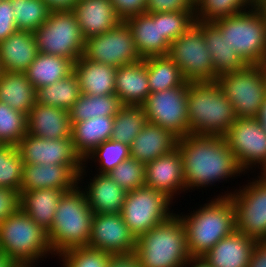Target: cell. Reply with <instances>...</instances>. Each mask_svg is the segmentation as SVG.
I'll return each mask as SVG.
<instances>
[{
    "label": "cell",
    "instance_id": "5b68a950",
    "mask_svg": "<svg viewBox=\"0 0 266 267\" xmlns=\"http://www.w3.org/2000/svg\"><path fill=\"white\" fill-rule=\"evenodd\" d=\"M135 254L141 267H183L191 257L186 231L174 213L137 238Z\"/></svg>",
    "mask_w": 266,
    "mask_h": 267
},
{
    "label": "cell",
    "instance_id": "277c9868",
    "mask_svg": "<svg viewBox=\"0 0 266 267\" xmlns=\"http://www.w3.org/2000/svg\"><path fill=\"white\" fill-rule=\"evenodd\" d=\"M82 189L78 184L74 189L66 191L58 204L48 231L55 256L73 248L88 246L94 213Z\"/></svg>",
    "mask_w": 266,
    "mask_h": 267
},
{
    "label": "cell",
    "instance_id": "7c38bea8",
    "mask_svg": "<svg viewBox=\"0 0 266 267\" xmlns=\"http://www.w3.org/2000/svg\"><path fill=\"white\" fill-rule=\"evenodd\" d=\"M172 203L164 193L144 185L126 193L121 215L138 238L174 214L170 211Z\"/></svg>",
    "mask_w": 266,
    "mask_h": 267
},
{
    "label": "cell",
    "instance_id": "7dc6e473",
    "mask_svg": "<svg viewBox=\"0 0 266 267\" xmlns=\"http://www.w3.org/2000/svg\"><path fill=\"white\" fill-rule=\"evenodd\" d=\"M17 30L11 0H0V43Z\"/></svg>",
    "mask_w": 266,
    "mask_h": 267
},
{
    "label": "cell",
    "instance_id": "44dd1931",
    "mask_svg": "<svg viewBox=\"0 0 266 267\" xmlns=\"http://www.w3.org/2000/svg\"><path fill=\"white\" fill-rule=\"evenodd\" d=\"M72 11L85 40L108 32L122 21L111 0H81Z\"/></svg>",
    "mask_w": 266,
    "mask_h": 267
},
{
    "label": "cell",
    "instance_id": "4fadbf2b",
    "mask_svg": "<svg viewBox=\"0 0 266 267\" xmlns=\"http://www.w3.org/2000/svg\"><path fill=\"white\" fill-rule=\"evenodd\" d=\"M189 82L161 92L150 93L141 105L147 122L170 130L178 138L189 134L187 97Z\"/></svg>",
    "mask_w": 266,
    "mask_h": 267
},
{
    "label": "cell",
    "instance_id": "f907efd6",
    "mask_svg": "<svg viewBox=\"0 0 266 267\" xmlns=\"http://www.w3.org/2000/svg\"><path fill=\"white\" fill-rule=\"evenodd\" d=\"M107 267H141L138 256L135 253L110 255Z\"/></svg>",
    "mask_w": 266,
    "mask_h": 267
},
{
    "label": "cell",
    "instance_id": "2e32d148",
    "mask_svg": "<svg viewBox=\"0 0 266 267\" xmlns=\"http://www.w3.org/2000/svg\"><path fill=\"white\" fill-rule=\"evenodd\" d=\"M137 238L121 214H94L88 247L111 255L135 253Z\"/></svg>",
    "mask_w": 266,
    "mask_h": 267
},
{
    "label": "cell",
    "instance_id": "484cf974",
    "mask_svg": "<svg viewBox=\"0 0 266 267\" xmlns=\"http://www.w3.org/2000/svg\"><path fill=\"white\" fill-rule=\"evenodd\" d=\"M37 53L33 32L17 30L0 43V71L26 72Z\"/></svg>",
    "mask_w": 266,
    "mask_h": 267
},
{
    "label": "cell",
    "instance_id": "7a4b0ae2",
    "mask_svg": "<svg viewBox=\"0 0 266 267\" xmlns=\"http://www.w3.org/2000/svg\"><path fill=\"white\" fill-rule=\"evenodd\" d=\"M187 116L189 134L222 137L237 119L216 81L189 82Z\"/></svg>",
    "mask_w": 266,
    "mask_h": 267
},
{
    "label": "cell",
    "instance_id": "603a6c76",
    "mask_svg": "<svg viewBox=\"0 0 266 267\" xmlns=\"http://www.w3.org/2000/svg\"><path fill=\"white\" fill-rule=\"evenodd\" d=\"M178 137L170 130L147 122L129 145L131 158L146 164L173 151Z\"/></svg>",
    "mask_w": 266,
    "mask_h": 267
},
{
    "label": "cell",
    "instance_id": "5bb4252c",
    "mask_svg": "<svg viewBox=\"0 0 266 267\" xmlns=\"http://www.w3.org/2000/svg\"><path fill=\"white\" fill-rule=\"evenodd\" d=\"M83 55L94 62L116 68L142 60L136 49L131 29L123 20L108 32L87 38Z\"/></svg>",
    "mask_w": 266,
    "mask_h": 267
},
{
    "label": "cell",
    "instance_id": "f1b7e54d",
    "mask_svg": "<svg viewBox=\"0 0 266 267\" xmlns=\"http://www.w3.org/2000/svg\"><path fill=\"white\" fill-rule=\"evenodd\" d=\"M114 116H98L72 125L71 137L76 153L85 159L101 143L110 139Z\"/></svg>",
    "mask_w": 266,
    "mask_h": 267
},
{
    "label": "cell",
    "instance_id": "8fae6325",
    "mask_svg": "<svg viewBox=\"0 0 266 267\" xmlns=\"http://www.w3.org/2000/svg\"><path fill=\"white\" fill-rule=\"evenodd\" d=\"M257 178L242 189L240 187L217 197H230L235 210L236 231L256 241H264L266 240V173H261Z\"/></svg>",
    "mask_w": 266,
    "mask_h": 267
},
{
    "label": "cell",
    "instance_id": "681fc988",
    "mask_svg": "<svg viewBox=\"0 0 266 267\" xmlns=\"http://www.w3.org/2000/svg\"><path fill=\"white\" fill-rule=\"evenodd\" d=\"M117 15L124 21L128 17L144 13L146 0H111Z\"/></svg>",
    "mask_w": 266,
    "mask_h": 267
},
{
    "label": "cell",
    "instance_id": "d4e9b609",
    "mask_svg": "<svg viewBox=\"0 0 266 267\" xmlns=\"http://www.w3.org/2000/svg\"><path fill=\"white\" fill-rule=\"evenodd\" d=\"M150 94L144 60L116 68L115 95L122 105L141 106Z\"/></svg>",
    "mask_w": 266,
    "mask_h": 267
},
{
    "label": "cell",
    "instance_id": "9f6ffc18",
    "mask_svg": "<svg viewBox=\"0 0 266 267\" xmlns=\"http://www.w3.org/2000/svg\"><path fill=\"white\" fill-rule=\"evenodd\" d=\"M17 264L4 252L0 251V267H16Z\"/></svg>",
    "mask_w": 266,
    "mask_h": 267
},
{
    "label": "cell",
    "instance_id": "1f68e13d",
    "mask_svg": "<svg viewBox=\"0 0 266 267\" xmlns=\"http://www.w3.org/2000/svg\"><path fill=\"white\" fill-rule=\"evenodd\" d=\"M204 40L210 52L216 78L226 73L237 72L247 66L227 44L225 36H222L220 29L213 22L204 21Z\"/></svg>",
    "mask_w": 266,
    "mask_h": 267
},
{
    "label": "cell",
    "instance_id": "91938a15",
    "mask_svg": "<svg viewBox=\"0 0 266 267\" xmlns=\"http://www.w3.org/2000/svg\"><path fill=\"white\" fill-rule=\"evenodd\" d=\"M36 265L34 264H26V265H17L16 267H35Z\"/></svg>",
    "mask_w": 266,
    "mask_h": 267
},
{
    "label": "cell",
    "instance_id": "8992f818",
    "mask_svg": "<svg viewBox=\"0 0 266 267\" xmlns=\"http://www.w3.org/2000/svg\"><path fill=\"white\" fill-rule=\"evenodd\" d=\"M0 251L17 265H38L37 261L41 258H47L50 253L54 255L48 231L21 208L0 223Z\"/></svg>",
    "mask_w": 266,
    "mask_h": 267
},
{
    "label": "cell",
    "instance_id": "d6a6232c",
    "mask_svg": "<svg viewBox=\"0 0 266 267\" xmlns=\"http://www.w3.org/2000/svg\"><path fill=\"white\" fill-rule=\"evenodd\" d=\"M73 68L74 62L71 59L38 52L25 73L31 85L38 89L67 77L73 72Z\"/></svg>",
    "mask_w": 266,
    "mask_h": 267
},
{
    "label": "cell",
    "instance_id": "d6986e66",
    "mask_svg": "<svg viewBox=\"0 0 266 267\" xmlns=\"http://www.w3.org/2000/svg\"><path fill=\"white\" fill-rule=\"evenodd\" d=\"M145 185L164 193L172 201L175 194L185 191L183 161L177 147L145 164Z\"/></svg>",
    "mask_w": 266,
    "mask_h": 267
},
{
    "label": "cell",
    "instance_id": "db71d44e",
    "mask_svg": "<svg viewBox=\"0 0 266 267\" xmlns=\"http://www.w3.org/2000/svg\"><path fill=\"white\" fill-rule=\"evenodd\" d=\"M212 267L206 259L202 257H190L183 267Z\"/></svg>",
    "mask_w": 266,
    "mask_h": 267
},
{
    "label": "cell",
    "instance_id": "c3c4849f",
    "mask_svg": "<svg viewBox=\"0 0 266 267\" xmlns=\"http://www.w3.org/2000/svg\"><path fill=\"white\" fill-rule=\"evenodd\" d=\"M20 208V192L0 187V223Z\"/></svg>",
    "mask_w": 266,
    "mask_h": 267
},
{
    "label": "cell",
    "instance_id": "83f0119b",
    "mask_svg": "<svg viewBox=\"0 0 266 267\" xmlns=\"http://www.w3.org/2000/svg\"><path fill=\"white\" fill-rule=\"evenodd\" d=\"M73 72L78 78L82 94H115L116 67L94 62L82 55L74 63Z\"/></svg>",
    "mask_w": 266,
    "mask_h": 267
},
{
    "label": "cell",
    "instance_id": "52a82bcc",
    "mask_svg": "<svg viewBox=\"0 0 266 267\" xmlns=\"http://www.w3.org/2000/svg\"><path fill=\"white\" fill-rule=\"evenodd\" d=\"M213 23L247 65L261 64L266 57V18L255 6Z\"/></svg>",
    "mask_w": 266,
    "mask_h": 267
},
{
    "label": "cell",
    "instance_id": "ba28073f",
    "mask_svg": "<svg viewBox=\"0 0 266 267\" xmlns=\"http://www.w3.org/2000/svg\"><path fill=\"white\" fill-rule=\"evenodd\" d=\"M33 34L40 53L62 56L74 63L84 53L85 38L72 10L50 11Z\"/></svg>",
    "mask_w": 266,
    "mask_h": 267
},
{
    "label": "cell",
    "instance_id": "60d3db41",
    "mask_svg": "<svg viewBox=\"0 0 266 267\" xmlns=\"http://www.w3.org/2000/svg\"><path fill=\"white\" fill-rule=\"evenodd\" d=\"M130 157L129 145L109 139L101 143L85 157L83 166H86L88 159L89 161H94V163L98 161L97 165L99 164V166L97 167L99 172L97 171V173L107 174Z\"/></svg>",
    "mask_w": 266,
    "mask_h": 267
},
{
    "label": "cell",
    "instance_id": "e0dca14e",
    "mask_svg": "<svg viewBox=\"0 0 266 267\" xmlns=\"http://www.w3.org/2000/svg\"><path fill=\"white\" fill-rule=\"evenodd\" d=\"M23 164L83 165L72 137L44 139L26 134L17 145Z\"/></svg>",
    "mask_w": 266,
    "mask_h": 267
},
{
    "label": "cell",
    "instance_id": "680465c9",
    "mask_svg": "<svg viewBox=\"0 0 266 267\" xmlns=\"http://www.w3.org/2000/svg\"><path fill=\"white\" fill-rule=\"evenodd\" d=\"M260 66H261L262 70L264 71V75L266 78V57L262 60Z\"/></svg>",
    "mask_w": 266,
    "mask_h": 267
},
{
    "label": "cell",
    "instance_id": "836d02e7",
    "mask_svg": "<svg viewBox=\"0 0 266 267\" xmlns=\"http://www.w3.org/2000/svg\"><path fill=\"white\" fill-rule=\"evenodd\" d=\"M143 60L147 66L150 93L184 86L187 83L181 69L168 55Z\"/></svg>",
    "mask_w": 266,
    "mask_h": 267
},
{
    "label": "cell",
    "instance_id": "f35d334b",
    "mask_svg": "<svg viewBox=\"0 0 266 267\" xmlns=\"http://www.w3.org/2000/svg\"><path fill=\"white\" fill-rule=\"evenodd\" d=\"M18 30L35 32L43 24L50 10L43 0H11Z\"/></svg>",
    "mask_w": 266,
    "mask_h": 267
},
{
    "label": "cell",
    "instance_id": "bcb514c9",
    "mask_svg": "<svg viewBox=\"0 0 266 267\" xmlns=\"http://www.w3.org/2000/svg\"><path fill=\"white\" fill-rule=\"evenodd\" d=\"M195 11V0H146L147 13Z\"/></svg>",
    "mask_w": 266,
    "mask_h": 267
},
{
    "label": "cell",
    "instance_id": "4dcf8cb0",
    "mask_svg": "<svg viewBox=\"0 0 266 267\" xmlns=\"http://www.w3.org/2000/svg\"><path fill=\"white\" fill-rule=\"evenodd\" d=\"M0 102L28 115L36 103V89L25 72L0 71Z\"/></svg>",
    "mask_w": 266,
    "mask_h": 267
},
{
    "label": "cell",
    "instance_id": "b9f144b4",
    "mask_svg": "<svg viewBox=\"0 0 266 267\" xmlns=\"http://www.w3.org/2000/svg\"><path fill=\"white\" fill-rule=\"evenodd\" d=\"M27 134V115L0 102V144L18 145Z\"/></svg>",
    "mask_w": 266,
    "mask_h": 267
},
{
    "label": "cell",
    "instance_id": "6f0895ef",
    "mask_svg": "<svg viewBox=\"0 0 266 267\" xmlns=\"http://www.w3.org/2000/svg\"><path fill=\"white\" fill-rule=\"evenodd\" d=\"M254 6L266 18V0H254Z\"/></svg>",
    "mask_w": 266,
    "mask_h": 267
},
{
    "label": "cell",
    "instance_id": "6da1fadb",
    "mask_svg": "<svg viewBox=\"0 0 266 267\" xmlns=\"http://www.w3.org/2000/svg\"><path fill=\"white\" fill-rule=\"evenodd\" d=\"M177 148L183 161L185 191L245 174L222 136L188 134L178 138Z\"/></svg>",
    "mask_w": 266,
    "mask_h": 267
},
{
    "label": "cell",
    "instance_id": "74e56055",
    "mask_svg": "<svg viewBox=\"0 0 266 267\" xmlns=\"http://www.w3.org/2000/svg\"><path fill=\"white\" fill-rule=\"evenodd\" d=\"M254 0H195L196 21L213 22L251 9Z\"/></svg>",
    "mask_w": 266,
    "mask_h": 267
},
{
    "label": "cell",
    "instance_id": "e575fe53",
    "mask_svg": "<svg viewBox=\"0 0 266 267\" xmlns=\"http://www.w3.org/2000/svg\"><path fill=\"white\" fill-rule=\"evenodd\" d=\"M81 94L78 78L72 72L56 83L36 89V103L69 111Z\"/></svg>",
    "mask_w": 266,
    "mask_h": 267
},
{
    "label": "cell",
    "instance_id": "ab89813d",
    "mask_svg": "<svg viewBox=\"0 0 266 267\" xmlns=\"http://www.w3.org/2000/svg\"><path fill=\"white\" fill-rule=\"evenodd\" d=\"M23 160L17 145L0 144V187L21 192Z\"/></svg>",
    "mask_w": 266,
    "mask_h": 267
},
{
    "label": "cell",
    "instance_id": "7402d4cb",
    "mask_svg": "<svg viewBox=\"0 0 266 267\" xmlns=\"http://www.w3.org/2000/svg\"><path fill=\"white\" fill-rule=\"evenodd\" d=\"M69 111L60 107L37 104L27 115V134L44 139L71 137Z\"/></svg>",
    "mask_w": 266,
    "mask_h": 267
},
{
    "label": "cell",
    "instance_id": "ac0fdd59",
    "mask_svg": "<svg viewBox=\"0 0 266 267\" xmlns=\"http://www.w3.org/2000/svg\"><path fill=\"white\" fill-rule=\"evenodd\" d=\"M84 175L86 166L83 165L23 164L20 187L21 191L49 188L66 192L80 184Z\"/></svg>",
    "mask_w": 266,
    "mask_h": 267
},
{
    "label": "cell",
    "instance_id": "cb8c5ba5",
    "mask_svg": "<svg viewBox=\"0 0 266 267\" xmlns=\"http://www.w3.org/2000/svg\"><path fill=\"white\" fill-rule=\"evenodd\" d=\"M256 240L234 231L218 241L203 257L212 267H248Z\"/></svg>",
    "mask_w": 266,
    "mask_h": 267
},
{
    "label": "cell",
    "instance_id": "d590c367",
    "mask_svg": "<svg viewBox=\"0 0 266 267\" xmlns=\"http://www.w3.org/2000/svg\"><path fill=\"white\" fill-rule=\"evenodd\" d=\"M123 105L115 94L87 95L81 94L69 110L71 126L98 116H115Z\"/></svg>",
    "mask_w": 266,
    "mask_h": 267
},
{
    "label": "cell",
    "instance_id": "7bdbcfd3",
    "mask_svg": "<svg viewBox=\"0 0 266 267\" xmlns=\"http://www.w3.org/2000/svg\"><path fill=\"white\" fill-rule=\"evenodd\" d=\"M107 175L129 192L145 185V164L130 157Z\"/></svg>",
    "mask_w": 266,
    "mask_h": 267
},
{
    "label": "cell",
    "instance_id": "8d00e7d4",
    "mask_svg": "<svg viewBox=\"0 0 266 267\" xmlns=\"http://www.w3.org/2000/svg\"><path fill=\"white\" fill-rule=\"evenodd\" d=\"M146 123L142 106L123 105L114 116L110 139L130 145Z\"/></svg>",
    "mask_w": 266,
    "mask_h": 267
},
{
    "label": "cell",
    "instance_id": "f6af8a7d",
    "mask_svg": "<svg viewBox=\"0 0 266 267\" xmlns=\"http://www.w3.org/2000/svg\"><path fill=\"white\" fill-rule=\"evenodd\" d=\"M194 23H196L195 11L161 13L162 34L169 43L179 38Z\"/></svg>",
    "mask_w": 266,
    "mask_h": 267
},
{
    "label": "cell",
    "instance_id": "f5cc1de1",
    "mask_svg": "<svg viewBox=\"0 0 266 267\" xmlns=\"http://www.w3.org/2000/svg\"><path fill=\"white\" fill-rule=\"evenodd\" d=\"M50 11L72 10L77 0H43Z\"/></svg>",
    "mask_w": 266,
    "mask_h": 267
},
{
    "label": "cell",
    "instance_id": "3957f363",
    "mask_svg": "<svg viewBox=\"0 0 266 267\" xmlns=\"http://www.w3.org/2000/svg\"><path fill=\"white\" fill-rule=\"evenodd\" d=\"M189 215L180 216L191 257H202L215 244L236 230L230 197H216Z\"/></svg>",
    "mask_w": 266,
    "mask_h": 267
},
{
    "label": "cell",
    "instance_id": "ffe728a7",
    "mask_svg": "<svg viewBox=\"0 0 266 267\" xmlns=\"http://www.w3.org/2000/svg\"><path fill=\"white\" fill-rule=\"evenodd\" d=\"M142 60L168 55L170 43L162 34L161 13H140L124 20Z\"/></svg>",
    "mask_w": 266,
    "mask_h": 267
},
{
    "label": "cell",
    "instance_id": "4316f807",
    "mask_svg": "<svg viewBox=\"0 0 266 267\" xmlns=\"http://www.w3.org/2000/svg\"><path fill=\"white\" fill-rule=\"evenodd\" d=\"M84 188L87 203L94 214H121L127 191L107 174H96Z\"/></svg>",
    "mask_w": 266,
    "mask_h": 267
},
{
    "label": "cell",
    "instance_id": "30bf717a",
    "mask_svg": "<svg viewBox=\"0 0 266 267\" xmlns=\"http://www.w3.org/2000/svg\"><path fill=\"white\" fill-rule=\"evenodd\" d=\"M216 82L233 105L237 118L258 115L266 98V78L260 65H247L237 72L223 74Z\"/></svg>",
    "mask_w": 266,
    "mask_h": 267
},
{
    "label": "cell",
    "instance_id": "9c48e42d",
    "mask_svg": "<svg viewBox=\"0 0 266 267\" xmlns=\"http://www.w3.org/2000/svg\"><path fill=\"white\" fill-rule=\"evenodd\" d=\"M168 56L178 65L187 82L217 81L210 52L204 40V21H196L170 43Z\"/></svg>",
    "mask_w": 266,
    "mask_h": 267
},
{
    "label": "cell",
    "instance_id": "11a10c76",
    "mask_svg": "<svg viewBox=\"0 0 266 267\" xmlns=\"http://www.w3.org/2000/svg\"><path fill=\"white\" fill-rule=\"evenodd\" d=\"M255 118L257 119V121L260 123V125L262 126V128L266 132V98L263 101V103L259 109L258 115Z\"/></svg>",
    "mask_w": 266,
    "mask_h": 267
},
{
    "label": "cell",
    "instance_id": "ee69618b",
    "mask_svg": "<svg viewBox=\"0 0 266 267\" xmlns=\"http://www.w3.org/2000/svg\"><path fill=\"white\" fill-rule=\"evenodd\" d=\"M110 255L86 246L64 251L58 258L62 259L63 267H107Z\"/></svg>",
    "mask_w": 266,
    "mask_h": 267
},
{
    "label": "cell",
    "instance_id": "816d5d0a",
    "mask_svg": "<svg viewBox=\"0 0 266 267\" xmlns=\"http://www.w3.org/2000/svg\"><path fill=\"white\" fill-rule=\"evenodd\" d=\"M248 267H266V240L257 241L253 248Z\"/></svg>",
    "mask_w": 266,
    "mask_h": 267
},
{
    "label": "cell",
    "instance_id": "9a60e30c",
    "mask_svg": "<svg viewBox=\"0 0 266 267\" xmlns=\"http://www.w3.org/2000/svg\"><path fill=\"white\" fill-rule=\"evenodd\" d=\"M223 137L244 172L258 166L266 173V132L256 118H237Z\"/></svg>",
    "mask_w": 266,
    "mask_h": 267
},
{
    "label": "cell",
    "instance_id": "f546056e",
    "mask_svg": "<svg viewBox=\"0 0 266 267\" xmlns=\"http://www.w3.org/2000/svg\"><path fill=\"white\" fill-rule=\"evenodd\" d=\"M63 189H38L20 192V208L31 217L38 225L49 231L54 220V215Z\"/></svg>",
    "mask_w": 266,
    "mask_h": 267
}]
</instances>
